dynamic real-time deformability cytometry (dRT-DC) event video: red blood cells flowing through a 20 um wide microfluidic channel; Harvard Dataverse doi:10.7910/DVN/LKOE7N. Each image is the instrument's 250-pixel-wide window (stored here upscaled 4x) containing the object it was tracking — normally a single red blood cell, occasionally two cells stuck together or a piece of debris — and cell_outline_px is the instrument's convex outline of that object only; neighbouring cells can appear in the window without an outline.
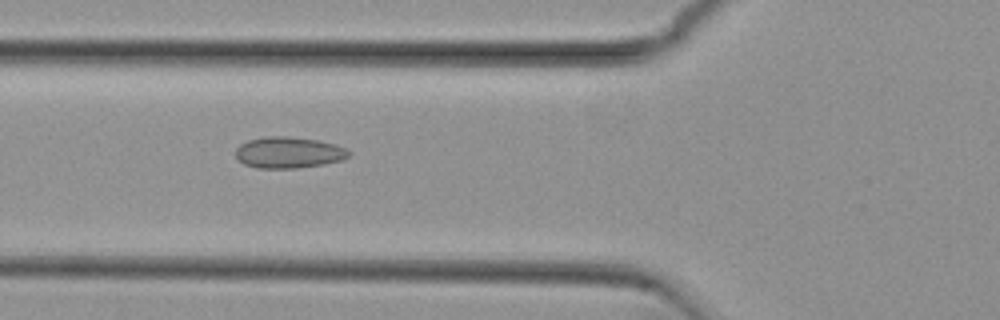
{"species": "common noctule bat (a hibernating species)", "species_latin": "Nyctalus noctula", "temperature_condition": "cold", "stored_images_in_passage": 53, "camera_frame_rate_fps": 3000, "um_per_image_px": 0.085, "animal": {"sex": "female", "body_mass_g": 29.2, "forearm_length_mm": 56.3}, "frame": {"image": 1, "passage_image": 19, "time_ms": 6.0, "image_size_px": [1000, 320], "cell_outline_px": [[352, 152], [348, 156], [340, 160], [324, 164], [296, 168], [256, 168], [244, 164], [236, 160], [236, 148], [240, 144], [248, 140], [264, 136], [288, 136], [316, 140], [336, 144]], "centroid_in_image_um": [24.49, 12.96], "position_along_channel_um": 101.3, "area_um2": 20.69}}
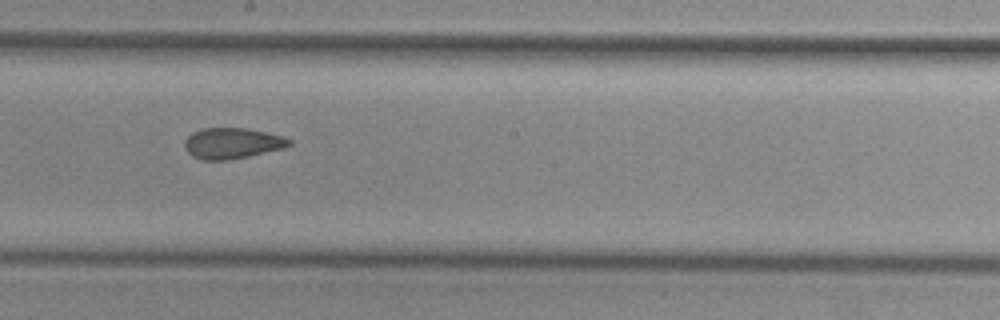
{"frame": {"image": 2, "passage_image": 29, "time_ms": 9.333, "image_size_px": [1000, 320], "cell_outline_px": [[292, 144], [284, 148], [248, 156], [228, 160], [204, 160], [192, 156], [184, 148], [184, 140], [192, 132], [200, 128], [244, 128], [284, 136], [292, 140]], "centroid_in_image_um": [19.72, 12.17], "position_along_channel_um": 228.5, "area_um2": 18.84}}
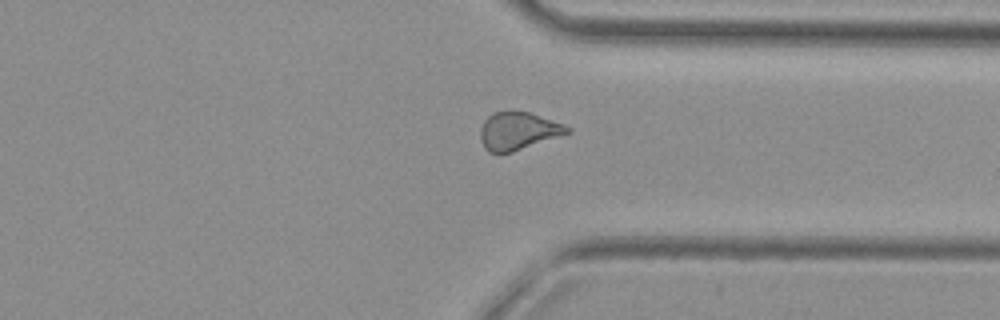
{"frame": {"image": 3, "passage_image": 40, "time_ms": 13.0, "image_size_px": [1000, 320], "cell_outline_px": [[572, 132], [512, 152], [488, 152], [484, 148], [480, 140], [480, 128], [484, 120], [492, 112], [528, 112], [564, 124], [572, 128]], "centroid_in_image_um": [44.04, 11.14], "position_along_channel_um": 367.4, "area_um2": 19.02}, "authors_computed_cell_mechanics": {"area_um2": 19.8832, "velocity_mm_per_s": 3.8071, "shape_relaxation_time_tau1_ms": null, "shape_relaxation_time_tau2_ms": 2.0588, "deformation_change_tau1": null, "deformation_change_tau2": 0.0724}}